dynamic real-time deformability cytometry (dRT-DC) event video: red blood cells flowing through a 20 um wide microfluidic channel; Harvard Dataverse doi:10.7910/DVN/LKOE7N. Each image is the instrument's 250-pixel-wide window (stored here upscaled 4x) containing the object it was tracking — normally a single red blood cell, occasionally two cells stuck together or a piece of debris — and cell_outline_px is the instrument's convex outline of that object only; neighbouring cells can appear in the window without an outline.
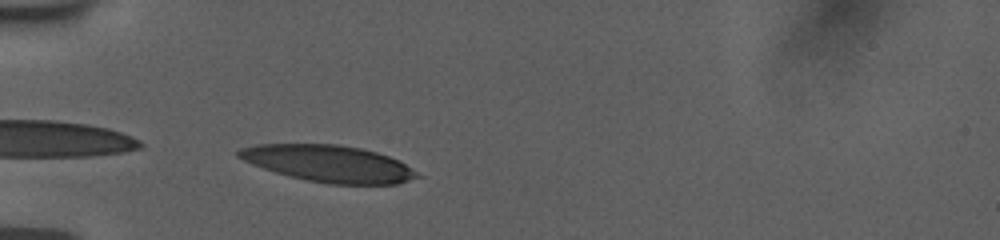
{"species": "human", "species_latin": "Homo sapiens", "temperature_condition": "room temperature", "stored_images_in_passage": 38, "camera_frame_rate_fps": 3000, "um_per_image_px": 0.085, "donor": {"sex": "female"}, "frame": {"image": 1, "passage_image": 1, "time_ms": 0.0, "image_size_px": [1000, 240], "cell_outline_px": [[424, 176], [396, 184], [328, 184], [288, 176], [252, 164], [236, 156], [236, 152], [240, 148], [256, 144], [340, 144], [360, 148], [376, 152], [388, 156], [404, 164]], "centroid_in_image_um": [27.93, 13.9], "position_along_channel_um": 57.1, "area_um2": 38.09}}
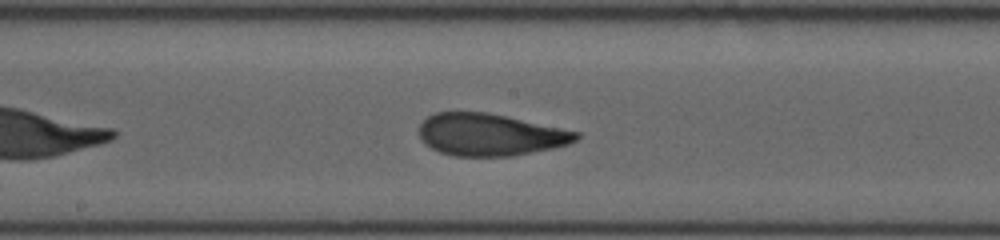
{"frame": {"image": 2, "passage_image": 14, "time_ms": 4.333, "image_size_px": [1000, 240], "cell_outline_px": [[580, 136], [576, 140], [568, 144], [552, 148], [512, 156], [452, 156], [440, 152], [424, 144], [420, 140], [420, 124], [428, 116], [436, 112], [488, 112], [580, 132]], "centroid_in_image_um": [41.63, 11.45], "position_along_channel_um": 206.6, "area_um2": 38.49}}
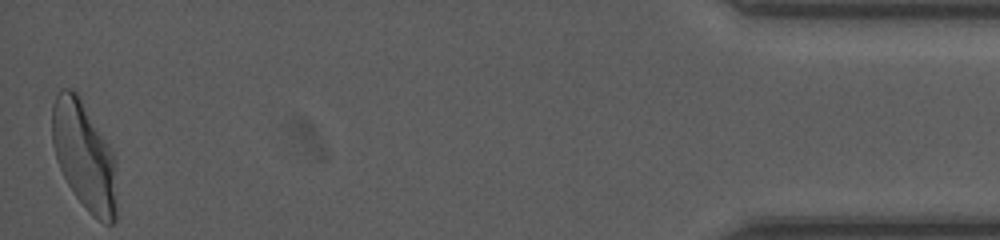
{"frame": {"image": 3, "passage_image": 38, "time_ms": 12.333, "image_size_px": [1000, 240], "cell_outline_px": [[116, 220], [112, 224], [104, 224], [92, 216], [88, 212], [76, 196], [68, 184], [56, 160], [52, 144], [52, 104], [56, 92], [60, 88], [72, 88], [80, 96], [108, 144], [112, 152], [116, 164]], "centroid_in_image_um": [7.15, 13.24], "position_along_channel_um": 428.1, "area_um2": 41.1}, "authors_computed_cell_mechanics": {"area_um2": 38.7838, "velocity_mm_per_s": 3.7581, "shape_relaxation_time_tau1_ms": 4.0682, "shape_relaxation_time_tau2_ms": 1.1021, "deformation_change_tau1": 0.1754, "deformation_change_tau2": 0.0841}}